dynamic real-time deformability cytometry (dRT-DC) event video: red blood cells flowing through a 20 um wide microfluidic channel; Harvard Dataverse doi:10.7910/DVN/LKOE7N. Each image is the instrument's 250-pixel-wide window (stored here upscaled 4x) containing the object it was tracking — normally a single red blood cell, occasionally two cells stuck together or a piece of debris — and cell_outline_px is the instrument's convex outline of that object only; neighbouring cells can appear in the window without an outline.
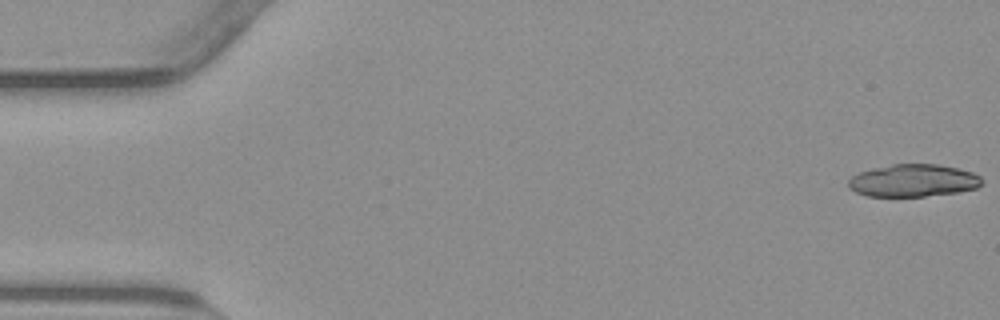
{"species": "common noctule bat (a hibernating species)", "species_latin": "Nyctalus noctula", "temperature_condition": "warm", "stored_images_in_passage": 19, "camera_frame_rate_fps": 3000, "um_per_image_px": 0.085, "animal": {"sex": "male", "body_mass_g": 23.1, "forearm_length_mm": 52.7}, "frame": {"image": 1, "passage_image": 1, "time_ms": 0.0, "image_size_px": [1000, 320], "cell_outline_px": [[984, 180], [976, 188], [956, 192], [924, 196], [868, 196], [856, 192], [848, 188], [848, 180], [852, 176], [860, 172], [872, 168], [892, 164], [940, 164], [960, 168], [972, 172], [980, 176]], "centroid_in_image_um": [77.62, 15.33], "position_along_channel_um": 7.4, "area_um2": 25.32}}